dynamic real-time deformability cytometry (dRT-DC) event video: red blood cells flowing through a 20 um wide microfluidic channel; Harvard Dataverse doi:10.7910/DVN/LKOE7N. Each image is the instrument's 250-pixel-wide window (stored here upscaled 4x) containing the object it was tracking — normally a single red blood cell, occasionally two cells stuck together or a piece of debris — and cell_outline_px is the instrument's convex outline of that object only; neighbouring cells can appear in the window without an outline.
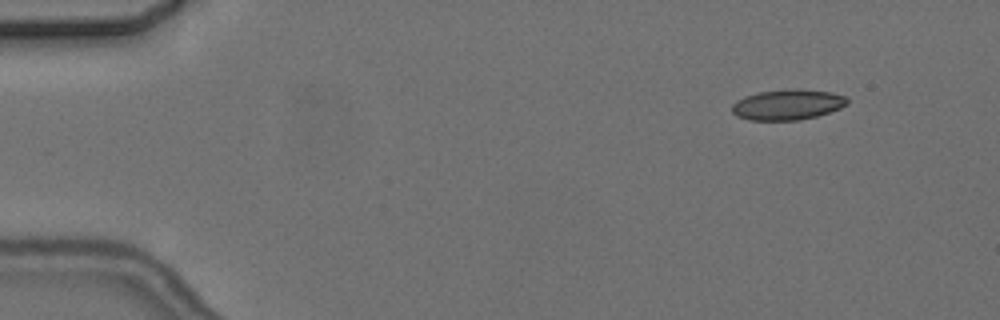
{"species": "common noctule bat (a hibernating species)", "species_latin": "Nyctalus noctula", "temperature_condition": "cold", "stored_images_in_passage": 4, "camera_frame_rate_fps": 3000, "um_per_image_px": 0.085, "animal": {"sex": "female", "body_mass_g": 24.6, "forearm_length_mm": 56.2}, "frame": {"image": 1, "passage_image": 2, "time_ms": 1.0, "image_size_px": [1000, 320], "cell_outline_px": [[848, 104], [840, 108], [816, 116], [800, 120], [748, 120], [736, 116], [732, 112], [732, 104], [736, 100], [744, 96], [760, 92], [792, 88], [800, 88], [832, 92], [848, 96]], "centroid_in_image_um": [66.95, 8.88], "position_along_channel_um": 18.0, "area_um2": 20.75}}